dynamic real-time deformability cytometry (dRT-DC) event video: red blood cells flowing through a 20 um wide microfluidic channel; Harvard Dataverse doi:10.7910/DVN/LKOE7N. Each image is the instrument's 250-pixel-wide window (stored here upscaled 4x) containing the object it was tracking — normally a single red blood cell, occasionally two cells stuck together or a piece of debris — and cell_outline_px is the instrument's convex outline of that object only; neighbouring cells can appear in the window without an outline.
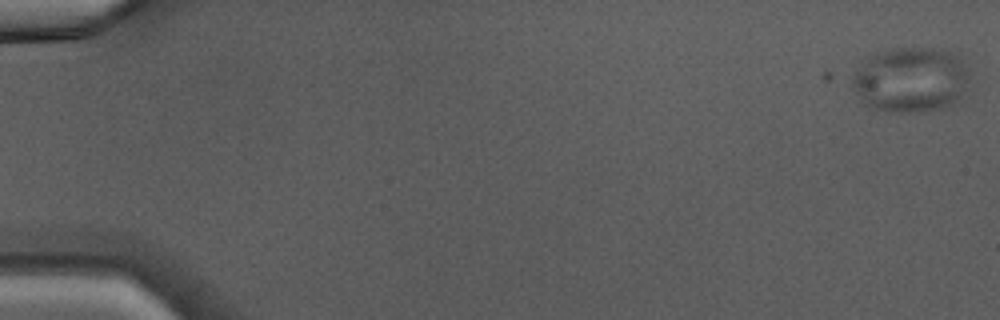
{"species": "Egyptian fruit bat (a non-hibernating species)", "species_latin": "Rousettus aegyptiacus", "temperature_condition": "warm", "stored_images_in_passage": 33, "camera_frame_rate_fps": 3000, "um_per_image_px": 0.085, "animal": {"sex": "male"}, "frame": {"image": 1, "passage_image": 1, "time_ms": 0.0, "image_size_px": [1000, 320], "cell_outline_px": [[968, 80], [960, 104], [944, 108], [912, 112], [888, 112], [868, 108], [860, 100], [848, 84], [852, 76], [868, 56], [888, 48], [948, 48], [960, 52], [968, 68]], "centroid_in_image_um": [77.45, 6.77], "position_along_channel_um": 7.6, "area_um2": 46.24}}